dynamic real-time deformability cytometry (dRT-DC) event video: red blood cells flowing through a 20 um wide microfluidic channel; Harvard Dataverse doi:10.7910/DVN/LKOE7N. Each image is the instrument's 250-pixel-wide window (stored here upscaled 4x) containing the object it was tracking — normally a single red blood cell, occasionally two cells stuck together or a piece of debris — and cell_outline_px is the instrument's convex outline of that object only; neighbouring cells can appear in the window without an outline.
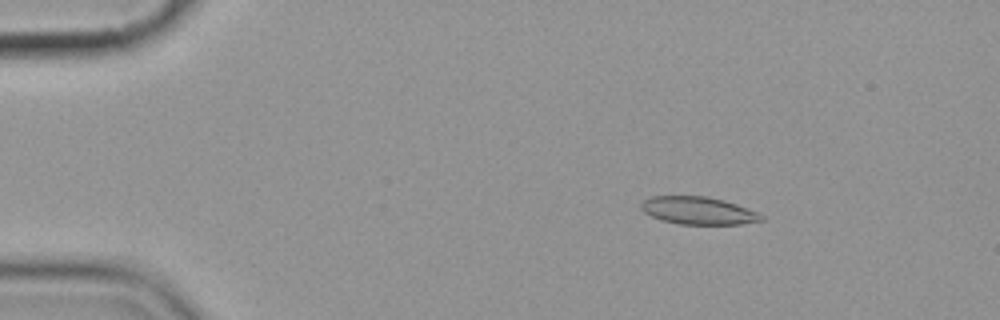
{"species": "common noctule bat (a hibernating species)", "species_latin": "Nyctalus noctula", "temperature_condition": "cold", "stored_images_in_passage": 6, "camera_frame_rate_fps": 3000, "um_per_image_px": 0.085, "animal": {"sex": "female", "body_mass_g": 19.9}, "frame": {"image": 1, "passage_image": 3, "time_ms": 2.333, "image_size_px": [1000, 320], "cell_outline_px": [[764, 220], [740, 224], [680, 224], [664, 220], [652, 216], [644, 212], [640, 208], [640, 204], [644, 200], [652, 196], [704, 196], [724, 200], [736, 204], [756, 212], [764, 216]], "centroid_in_image_um": [59.34, 17.9], "position_along_channel_um": 25.7, "area_um2": 19.13}}